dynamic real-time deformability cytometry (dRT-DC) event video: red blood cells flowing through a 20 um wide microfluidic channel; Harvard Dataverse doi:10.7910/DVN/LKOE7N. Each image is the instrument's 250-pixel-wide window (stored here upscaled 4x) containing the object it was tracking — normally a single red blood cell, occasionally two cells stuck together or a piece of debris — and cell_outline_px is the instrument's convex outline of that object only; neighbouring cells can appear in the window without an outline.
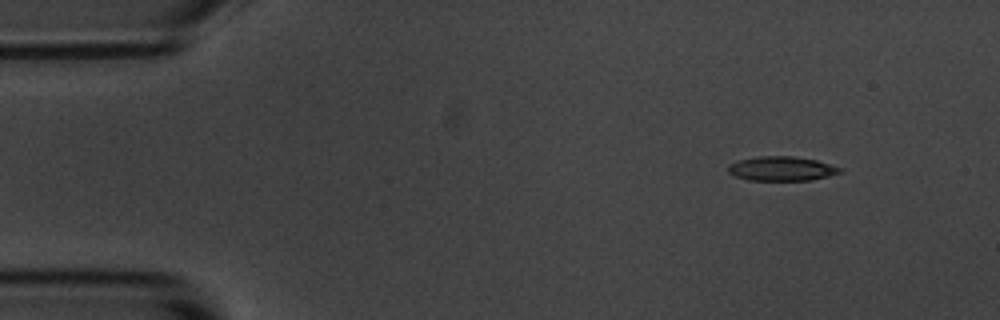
{"species": "common noctule bat (a hibernating species)", "species_latin": "Nyctalus noctula", "temperature_condition": "room temperature", "stored_images_in_passage": 7, "camera_frame_rate_fps": 3000, "um_per_image_px": 0.085, "animal": {"sex": "male", "body_mass_g": 20.1, "forearm_length_mm": 53.5}, "frame": {"image": 1, "passage_image": 1, "time_ms": 0.0, "image_size_px": [1000, 320], "cell_outline_px": [[844, 168], [840, 172], [828, 176], [812, 180], [748, 180], [736, 176], [728, 172], [728, 164], [740, 160], [756, 156], [792, 156], [816, 160]], "centroid_in_image_um": [66.44, 14.33], "position_along_channel_um": 18.6, "area_um2": 15.84}}
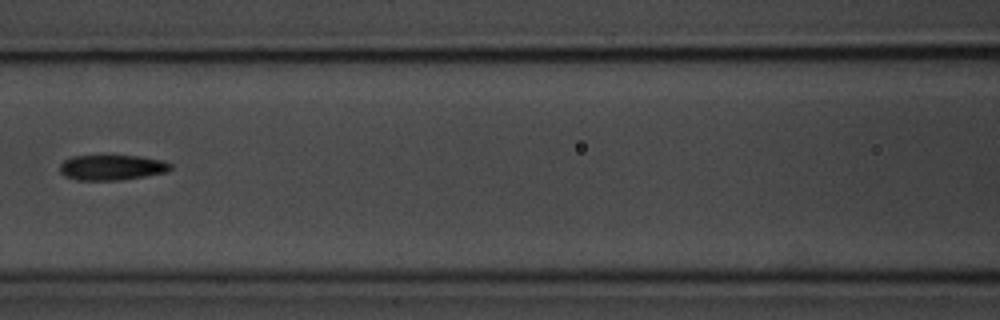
{"frame": {"image": 2, "passage_image": 6, "time_ms": 6.0, "image_size_px": [1000, 320], "cell_outline_px": [[172, 168], [168, 172], [144, 176], [116, 180], [76, 180], [64, 176], [60, 172], [60, 164], [64, 160], [72, 156], [140, 156], [160, 160], [172, 164]], "centroid_in_image_um": [9.49, 14.24], "position_along_channel_um": 157.1, "area_um2": 16.24}}
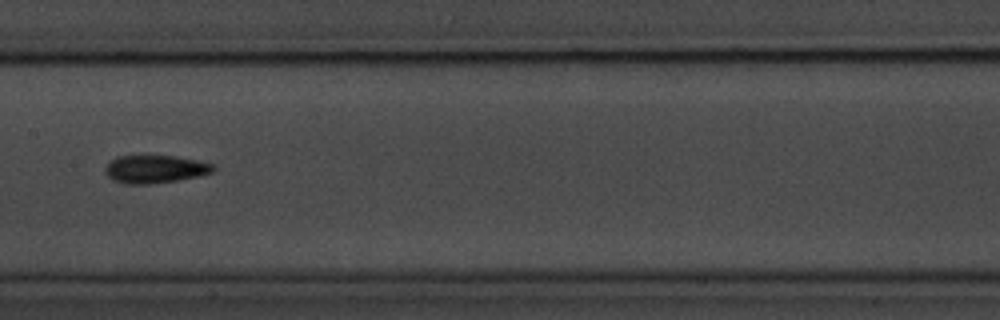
{"frame": {"image": 3, "passage_image": 7, "time_ms": 7.0, "image_size_px": [1000, 320], "cell_outline_px": [[216, 168], [212, 172], [200, 176], [176, 180], [148, 184], [124, 184], [112, 180], [104, 172], [104, 168], [116, 156], [176, 156], [216, 164]], "centroid_in_image_um": [13.19, 14.38], "position_along_channel_um": 194.2, "area_um2": 17.63}}